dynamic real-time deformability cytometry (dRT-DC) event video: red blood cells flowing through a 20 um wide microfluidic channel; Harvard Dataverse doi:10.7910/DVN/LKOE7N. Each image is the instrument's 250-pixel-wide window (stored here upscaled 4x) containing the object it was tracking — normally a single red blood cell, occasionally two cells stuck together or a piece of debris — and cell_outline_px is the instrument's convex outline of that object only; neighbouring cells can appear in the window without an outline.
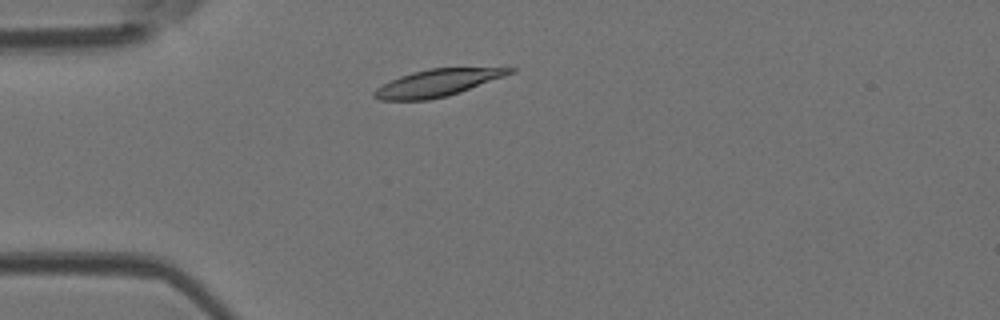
{"species": "Egyptian fruit bat (a non-hibernating species)", "species_latin": "Rousettus aegyptiacus", "temperature_condition": "room temperature", "stored_images_in_passage": 2, "camera_frame_rate_fps": 3000, "um_per_image_px": 0.085, "animal": {"sex": "female"}, "frame": {"image": 1, "passage_image": 1, "time_ms": 0.0, "image_size_px": [1000, 320], "cell_outline_px": [[516, 72], [460, 92], [428, 100], [380, 100], [372, 96], [372, 92], [376, 88], [400, 76], [412, 72], [428, 68], [516, 68]], "centroid_in_image_um": [37.16, 7.04], "position_along_channel_um": 47.8, "area_um2": 21.15}}